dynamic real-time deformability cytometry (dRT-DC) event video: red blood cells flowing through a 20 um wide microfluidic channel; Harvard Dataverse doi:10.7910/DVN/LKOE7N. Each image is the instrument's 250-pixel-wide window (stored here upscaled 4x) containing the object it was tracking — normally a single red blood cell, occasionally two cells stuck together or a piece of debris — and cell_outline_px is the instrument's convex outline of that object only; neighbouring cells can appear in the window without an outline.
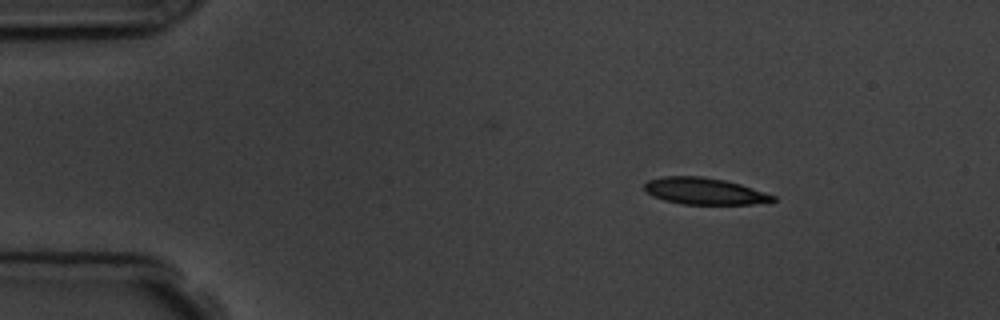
{"species": "common noctule bat (a hibernating species)", "species_latin": "Nyctalus noctula", "temperature_condition": "room temperature", "stored_images_in_passage": 3, "camera_frame_rate_fps": 3000, "um_per_image_px": 0.085, "animal": {"sex": "male", "body_mass_g": 19.5, "forearm_length_mm": 54.6}, "frame": {"image": 1, "passage_image": 1, "time_ms": 0.0, "image_size_px": [1000, 320], "cell_outline_px": [[776, 200], [752, 204], [680, 204], [664, 200], [652, 196], [644, 188], [644, 184], [648, 180], [664, 176], [700, 176], [724, 180], [740, 184], [776, 196]], "centroid_in_image_um": [59.84, 16.25], "position_along_channel_um": 25.2, "area_um2": 19.83}}